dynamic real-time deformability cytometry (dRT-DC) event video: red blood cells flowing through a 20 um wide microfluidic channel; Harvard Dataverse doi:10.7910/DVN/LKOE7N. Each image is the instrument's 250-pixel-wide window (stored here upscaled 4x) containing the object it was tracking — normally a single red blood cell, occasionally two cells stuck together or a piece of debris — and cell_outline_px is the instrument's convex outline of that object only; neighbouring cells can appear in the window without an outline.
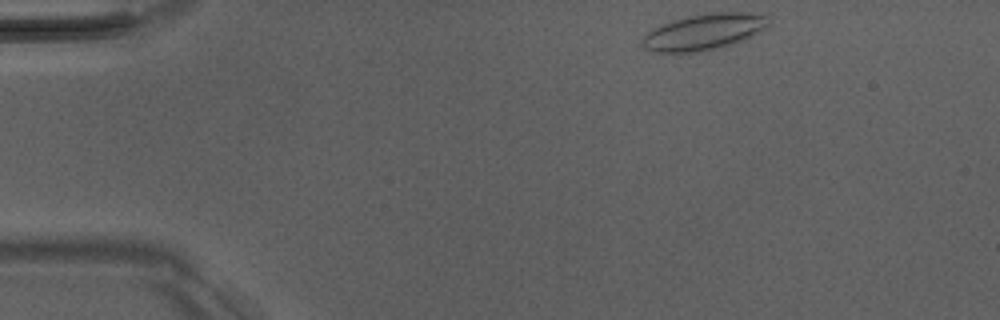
{"species": "Egyptian fruit bat (a non-hibernating species)", "species_latin": "Rousettus aegyptiacus", "temperature_condition": "room temperature", "stored_images_in_passage": 36, "camera_frame_rate_fps": 3000, "um_per_image_px": 0.085, "animal": {"sex": "male"}, "frame": {"image": 1, "passage_image": 1, "time_ms": 0.0, "image_size_px": [1000, 320], "cell_outline_px": [[772, 24], [732, 44], [696, 52], [652, 52], [644, 48], [640, 44], [644, 36], [648, 32], [672, 20], [688, 16], [712, 12], [752, 12], [768, 16]], "centroid_in_image_um": [59.83, 2.69], "position_along_channel_um": 25.2, "area_um2": 26.24}}
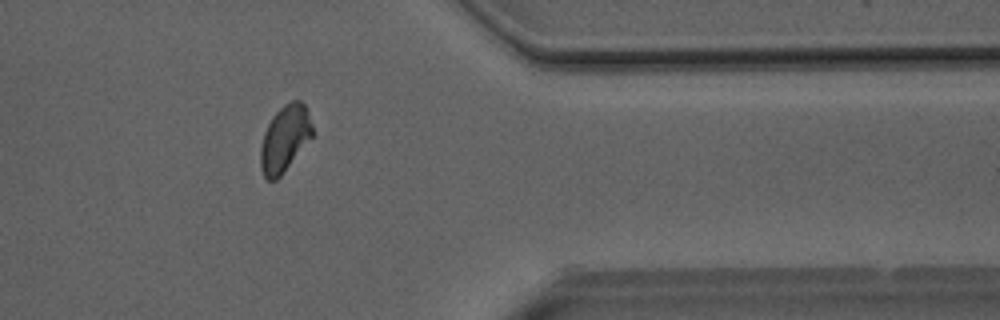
{"frame": {"image": 2, "passage_image": 35, "time_ms": 11.333, "image_size_px": [1000, 320], "cell_outline_px": [[312, 136], [280, 176], [276, 180], [268, 180], [264, 176], [260, 168], [260, 148], [264, 132], [272, 116], [284, 104], [292, 100], [300, 100], [304, 104], [308, 112], [312, 124]], "centroid_in_image_um": [24.18, 11.77], "position_along_channel_um": 387.2, "area_um2": 19.83}, "authors_computed_cell_mechanics": {"area_um2": 20.6924, "velocity_mm_per_s": 4.0306, "shape_relaxation_time_tau1_ms": 5.6209, "shape_relaxation_time_tau2_ms": 2.2428, "deformation_change_tau1": 0.1062, "deformation_change_tau2": 0.0624}}